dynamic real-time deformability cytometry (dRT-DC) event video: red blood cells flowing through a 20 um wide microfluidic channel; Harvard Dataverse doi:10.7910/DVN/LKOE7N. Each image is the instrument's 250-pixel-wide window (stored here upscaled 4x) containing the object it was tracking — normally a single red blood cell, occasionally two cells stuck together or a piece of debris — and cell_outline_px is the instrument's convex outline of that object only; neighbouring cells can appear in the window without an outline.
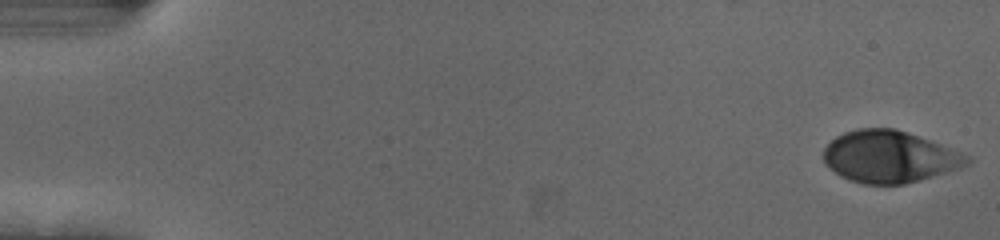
{"species": "human", "species_latin": "Homo sapiens", "temperature_condition": "cold", "stored_images_in_passage": 55, "camera_frame_rate_fps": 3000, "um_per_image_px": 0.085, "donor": {"sex": "female"}, "frame": {"image": 1, "passage_image": 1, "time_ms": 0.0, "image_size_px": [1000, 240], "cell_outline_px": [[972, 160], [968, 164], [960, 168], [920, 180], [904, 184], [864, 184], [848, 180], [840, 176], [824, 164], [824, 148], [836, 136], [844, 132], [856, 128], [896, 128], [908, 132], [972, 156]], "centroid_in_image_um": [75.6, 13.32], "position_along_channel_um": 9.4, "area_um2": 43.58}}
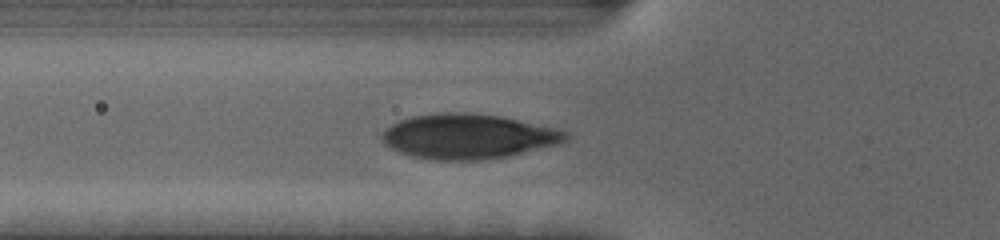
{"frame": {"image": 2, "passage_image": 20, "time_ms": 6.333, "image_size_px": [1000, 240], "cell_outline_px": [[572, 136], [568, 140], [560, 144], [508, 156], [480, 160], [436, 160], [412, 156], [400, 152], [384, 144], [376, 136], [392, 124], [400, 120], [412, 116], [440, 112], [464, 112], [500, 116], [556, 128], [568, 132]], "centroid_in_image_um": [39.79, 11.59], "position_along_channel_um": 86.0, "area_um2": 48.38}}
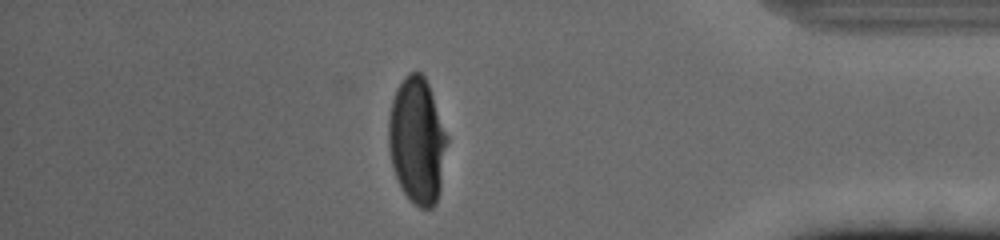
{"frame": {"image": 3, "passage_image": 48, "time_ms": 15.667, "image_size_px": [1000, 240], "cell_outline_px": [[448, 140], [440, 188], [436, 204], [432, 208], [420, 208], [404, 192], [396, 176], [392, 164], [388, 148], [388, 120], [392, 100], [396, 88], [404, 76], [408, 72], [420, 72], [424, 76], [428, 84], [448, 136]], "centroid_in_image_um": [35.45, 11.93], "position_along_channel_um": 399.7, "area_um2": 42.95}, "authors_computed_cell_mechanics": {"area_um2": 45.4886, "velocity_mm_per_s": 3.6745, "shape_relaxation_time_tau1_ms": 3.0839, "shape_relaxation_time_tau2_ms": null, "deformation_change_tau1": 0.1731, "deformation_change_tau2": null}}